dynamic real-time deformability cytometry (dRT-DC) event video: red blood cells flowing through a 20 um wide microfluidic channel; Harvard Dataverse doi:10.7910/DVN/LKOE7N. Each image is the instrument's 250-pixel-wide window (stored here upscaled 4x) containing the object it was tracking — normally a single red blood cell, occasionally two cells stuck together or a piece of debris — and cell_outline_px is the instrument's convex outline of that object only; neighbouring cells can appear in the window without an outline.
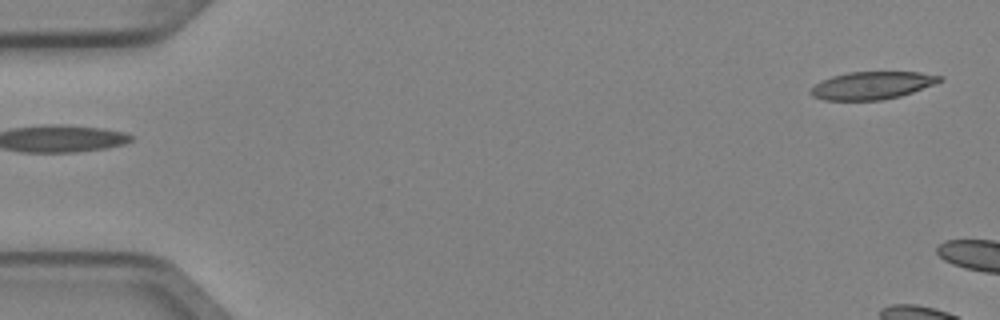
{"species": "Egyptian fruit bat (a non-hibernating species)", "species_latin": "Rousettus aegyptiacus", "temperature_condition": "cold", "stored_images_in_passage": 2, "camera_frame_rate_fps": 3000, "um_per_image_px": 0.085, "animal": {"sex": "female"}, "frame": {"image": 1, "passage_image": 1, "time_ms": 0.0, "image_size_px": [1000, 320], "cell_outline_px": [[944, 80], [912, 92], [900, 96], [880, 100], [824, 100], [812, 96], [808, 92], [816, 84], [832, 76], [848, 72], [920, 72], [944, 76]], "centroid_in_image_um": [74.14, 7.26], "position_along_channel_um": 10.9, "area_um2": 20.69}}